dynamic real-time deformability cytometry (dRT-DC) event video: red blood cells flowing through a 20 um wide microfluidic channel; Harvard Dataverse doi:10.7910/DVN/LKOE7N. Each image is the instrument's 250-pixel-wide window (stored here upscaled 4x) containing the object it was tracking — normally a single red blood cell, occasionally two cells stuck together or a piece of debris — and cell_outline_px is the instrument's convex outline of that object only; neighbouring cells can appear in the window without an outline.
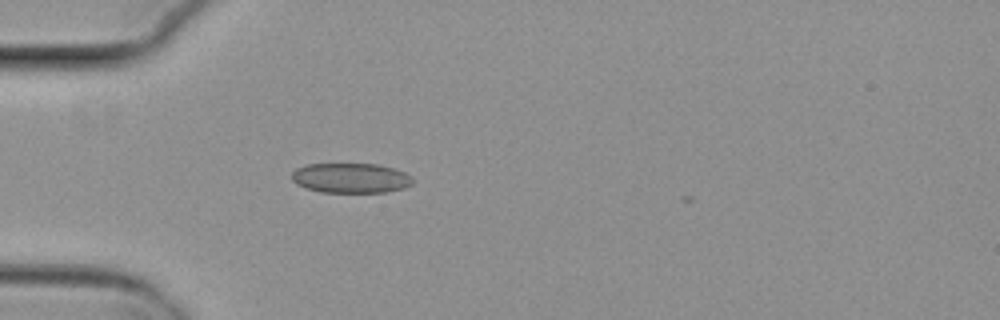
{"species": "common noctule bat (a hibernating species)", "species_latin": "Nyctalus noctula", "temperature_condition": "cold", "stored_images_in_passage": 37, "camera_frame_rate_fps": 3000, "um_per_image_px": 0.085, "animal": {"sex": "female", "body_mass_g": 29.2, "forearm_length_mm": 56.3}, "frame": {"image": 1, "passage_image": 1, "time_ms": 0.0, "image_size_px": [1000, 320], "cell_outline_px": [[412, 184], [404, 188], [388, 192], [320, 192], [304, 188], [296, 184], [292, 180], [292, 172], [296, 168], [304, 164], [376, 164], [392, 168], [404, 172], [412, 176]], "centroid_in_image_um": [29.78, 15.13], "position_along_channel_um": 55.2, "area_um2": 21.21}}
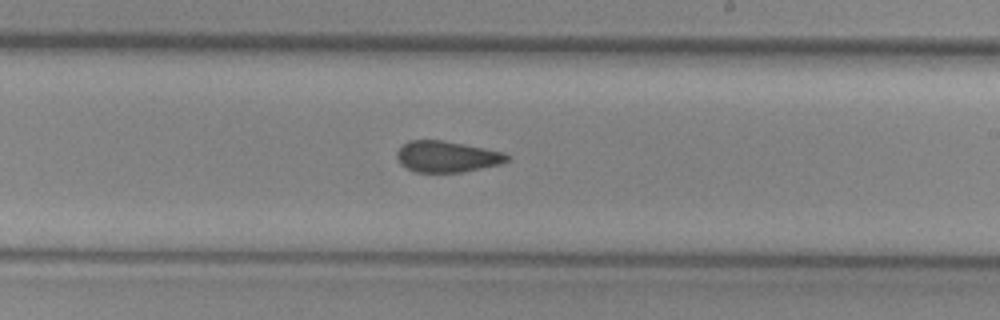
{"frame": {"image": 2, "passage_image": 17, "time_ms": 5.333, "image_size_px": [1000, 320], "cell_outline_px": [[508, 160], [500, 164], [460, 172], [416, 172], [400, 164], [396, 156], [396, 152], [408, 140], [440, 140], [464, 144], [504, 152], [508, 156]], "centroid_in_image_um": [37.96, 13.31], "position_along_channel_um": 251.0, "area_um2": 19.77}}
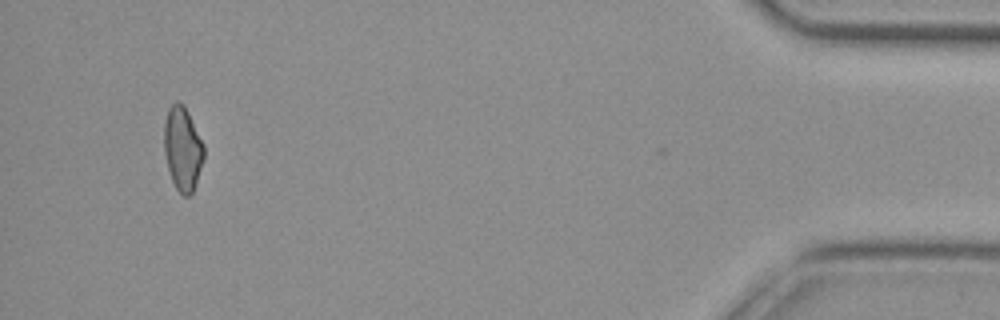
{"frame": {"image": 3, "passage_image": 36, "time_ms": 11.667, "image_size_px": [1000, 320], "cell_outline_px": [[204, 160], [196, 184], [192, 192], [188, 196], [184, 196], [176, 188], [172, 180], [168, 168], [164, 152], [164, 124], [168, 108], [176, 100], [180, 100], [184, 104], [204, 144]], "centroid_in_image_um": [15.53, 12.61], "position_along_channel_um": 419.7, "area_um2": 19.59}, "authors_computed_cell_mechanics": {"area_um2": 20.6924, "velocity_mm_per_s": 3.8313, "shape_relaxation_time_tau1_ms": null, "shape_relaxation_time_tau2_ms": 2.9206, "deformation_change_tau1": null, "deformation_change_tau2": 0.0884}}